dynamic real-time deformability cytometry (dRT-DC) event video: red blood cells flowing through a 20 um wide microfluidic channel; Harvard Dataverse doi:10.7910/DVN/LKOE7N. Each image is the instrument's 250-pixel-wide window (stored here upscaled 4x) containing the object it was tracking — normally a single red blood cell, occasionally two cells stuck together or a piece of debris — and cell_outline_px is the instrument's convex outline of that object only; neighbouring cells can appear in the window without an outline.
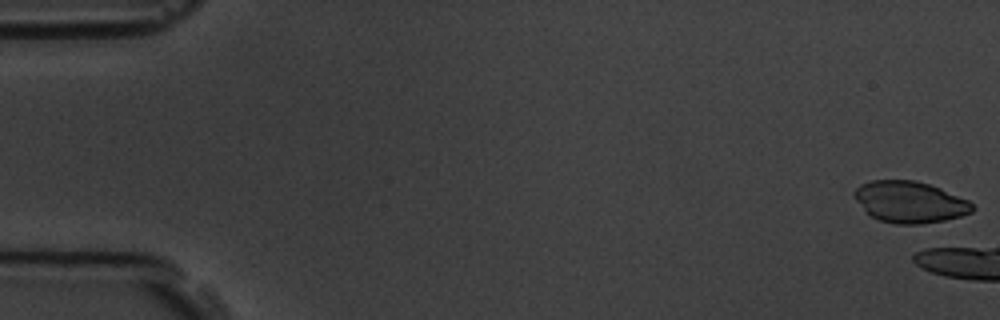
{"species": "common noctule bat (a hibernating species)", "species_latin": "Nyctalus noctula", "temperature_condition": "room temperature", "stored_images_in_passage": 3, "camera_frame_rate_fps": 3000, "um_per_image_px": 0.085, "animal": {"sex": "male", "body_mass_g": 19.5, "forearm_length_mm": 54.6}, "frame": {"image": 1, "passage_image": 1, "time_ms": 0.0, "image_size_px": [1000, 320], "cell_outline_px": [[976, 208], [972, 212], [960, 216], [944, 220], [920, 224], [896, 224], [880, 220], [872, 216], [856, 200], [852, 192], [860, 184], [872, 180], [916, 180], [940, 188], [968, 200]], "centroid_in_image_um": [77.34, 17.16], "position_along_channel_um": 7.7, "area_um2": 28.32}}